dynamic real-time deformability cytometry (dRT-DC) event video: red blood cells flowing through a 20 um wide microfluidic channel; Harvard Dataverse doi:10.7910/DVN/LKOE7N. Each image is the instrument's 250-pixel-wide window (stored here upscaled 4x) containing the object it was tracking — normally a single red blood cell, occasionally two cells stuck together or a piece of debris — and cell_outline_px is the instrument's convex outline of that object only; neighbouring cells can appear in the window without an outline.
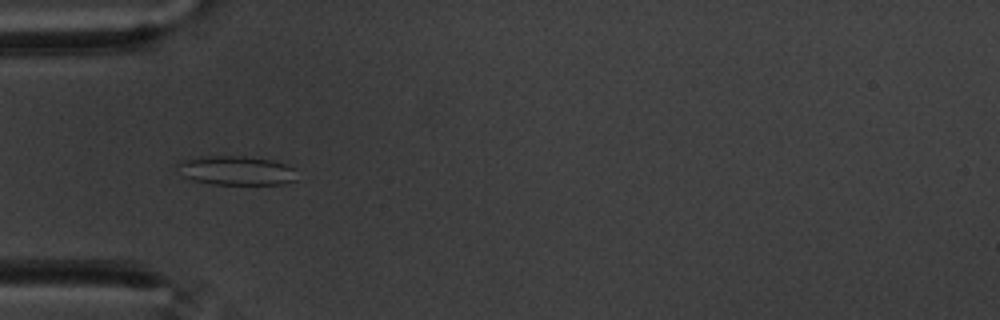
{"species": "common noctule bat (a hibernating species)", "species_latin": "Nyctalus noctula", "temperature_condition": "warm", "stored_images_in_passage": 52, "camera_frame_rate_fps": 3000, "um_per_image_px": 0.085, "animal": {"sex": "male", "body_mass_g": 20.1, "forearm_length_mm": 53.5}, "frame": {"image": 1, "passage_image": 13, "time_ms": 4.0, "image_size_px": [1000, 320], "cell_outline_px": [[296, 180], [284, 184], [212, 184], [192, 180], [184, 176], [176, 168], [176, 164], [180, 160], [200, 156], [244, 156], [272, 160], [284, 164], [292, 168]], "centroid_in_image_um": [20.01, 14.49], "position_along_channel_um": 65.0, "area_um2": 20.29}}
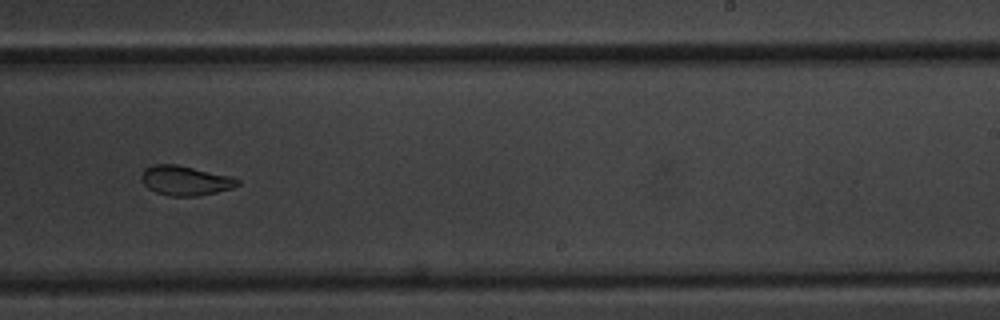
{"frame": {"image": 2, "passage_image": 31, "time_ms": 10.0, "image_size_px": [1000, 320], "cell_outline_px": [[240, 184], [232, 188], [216, 192], [196, 196], [168, 196], [156, 192], [148, 188], [144, 184], [140, 176], [144, 168], [152, 164], [176, 164], [232, 176], [240, 180]], "centroid_in_image_um": [15.74, 15.34], "position_along_channel_um": 273.3, "area_um2": 16.7}}
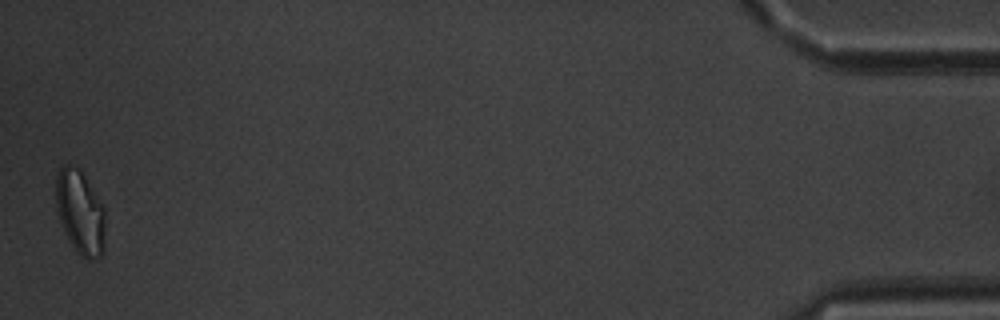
{"frame": {"image": 3, "passage_image": 52, "time_ms": 17.0, "image_size_px": [1000, 320], "cell_outline_px": [[104, 252], [96, 260], [88, 260], [80, 256], [76, 252], [60, 220], [56, 208], [56, 176], [60, 168], [64, 164], [68, 164], [80, 168], [104, 208]], "centroid_in_image_um": [6.82, 18.05], "position_along_channel_um": 428.4, "area_um2": 24.04}, "authors_computed_cell_mechanics": {"area_um2": 18.3804, "velocity_mm_per_s": 3.4832, "shape_relaxation_time_tau1_ms": 5.6655, "shape_relaxation_time_tau2_ms": 1.86, "deformation_change_tau1": 0.144, "deformation_change_tau2": 0.0779}}